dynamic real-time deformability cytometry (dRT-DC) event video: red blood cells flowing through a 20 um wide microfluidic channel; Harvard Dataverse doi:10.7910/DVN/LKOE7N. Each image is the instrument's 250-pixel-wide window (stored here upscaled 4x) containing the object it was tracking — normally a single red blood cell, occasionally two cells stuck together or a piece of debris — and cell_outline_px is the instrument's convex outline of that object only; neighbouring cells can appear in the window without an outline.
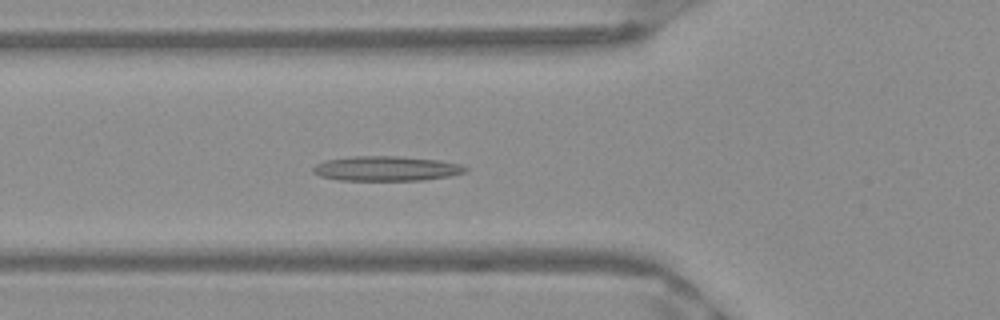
{"species": "Egyptian fruit bat (a non-hibernating species)", "species_latin": "Rousettus aegyptiacus", "temperature_condition": "warm", "stored_images_in_passage": 51, "camera_frame_rate_fps": 3000, "um_per_image_px": 0.085, "frame": {"image": 1, "passage_image": 18, "time_ms": 5.667, "image_size_px": [1000, 320], "cell_outline_px": [[468, 168], [464, 172], [448, 176], [424, 180], [340, 180], [320, 176], [312, 172], [312, 168], [316, 164], [324, 160], [348, 156], [400, 156], [436, 160], [460, 164]], "centroid_in_image_um": [32.77, 14.32], "position_along_channel_um": 93.0, "area_um2": 21.96}}
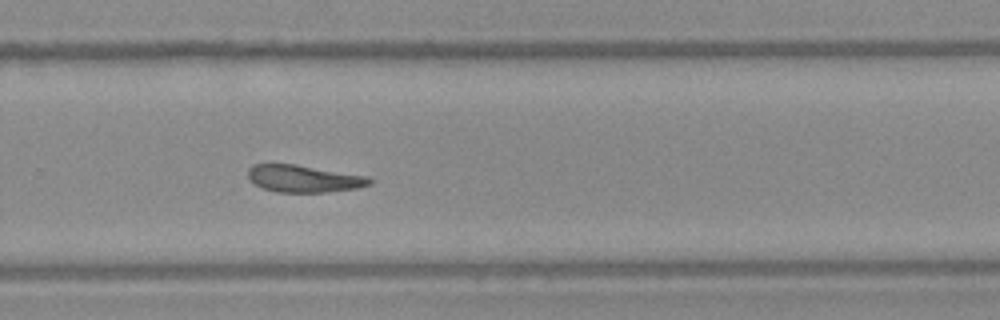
{"frame": {"image": 2, "passage_image": 34, "time_ms": 11.0, "image_size_px": [1000, 320], "cell_outline_px": [[372, 184], [356, 188], [324, 192], [276, 192], [260, 188], [248, 176], [248, 168], [252, 164], [296, 164], [372, 176]], "centroid_in_image_um": [25.86, 15.17], "position_along_channel_um": 303.9, "area_um2": 19.48}}
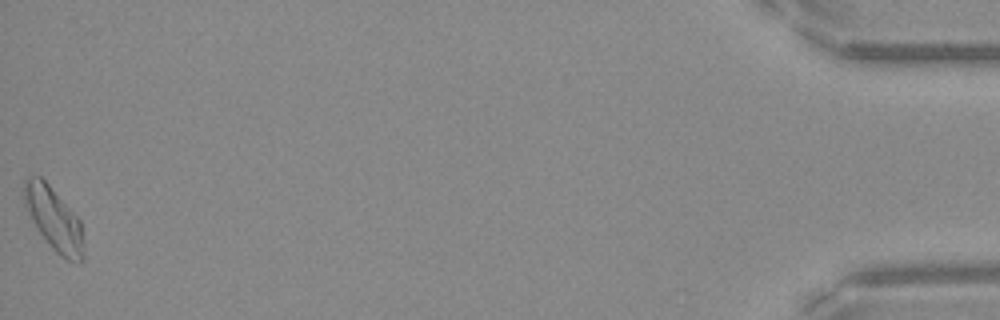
{"frame": {"image": 3, "passage_image": 51, "time_ms": 16.667, "image_size_px": [1000, 320], "cell_outline_px": [[84, 260], [80, 264], [68, 260], [60, 256], [52, 248], [36, 228], [24, 204], [24, 180], [28, 176], [40, 176], [48, 184], [80, 220], [84, 252]], "centroid_in_image_um": [4.58, 18.65], "position_along_channel_um": 430.6, "area_um2": 21.68}, "authors_computed_cell_mechanics": {"area_um2": 20.23, "velocity_mm_per_s": 3.9536, "shape_relaxation_time_tau1_ms": null, "shape_relaxation_time_tau2_ms": 5.1939, "deformation_change_tau1": null, "deformation_change_tau2": 0.1578}}